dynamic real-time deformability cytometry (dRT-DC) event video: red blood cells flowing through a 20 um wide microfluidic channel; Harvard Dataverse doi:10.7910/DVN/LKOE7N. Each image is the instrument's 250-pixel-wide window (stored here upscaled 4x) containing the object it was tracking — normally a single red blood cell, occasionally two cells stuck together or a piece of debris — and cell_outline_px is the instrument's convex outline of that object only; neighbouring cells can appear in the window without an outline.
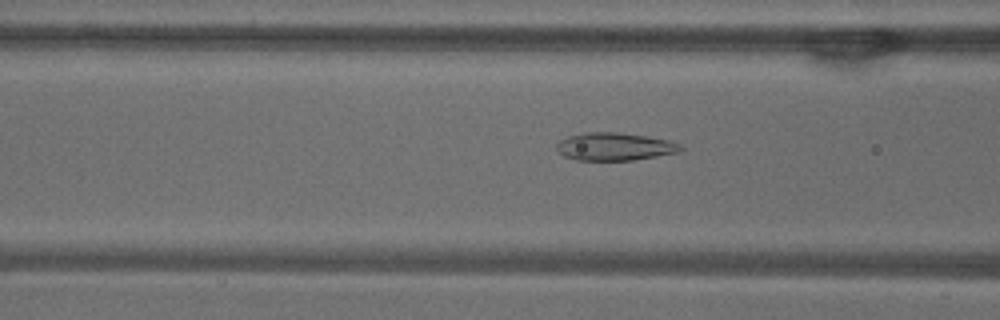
{"species": "common noctule bat (a hibernating species)", "species_latin": "Nyctalus noctula", "temperature_condition": "warm", "stored_images_in_passage": 52, "camera_frame_rate_fps": 3000, "um_per_image_px": 0.085, "animal": {"sex": "male", "body_mass_g": 18.8}, "frame": {"image": 1, "passage_image": 20, "time_ms": 6.333, "image_size_px": [1000, 320], "cell_outline_px": [[684, 148], [680, 152], [632, 160], [576, 160], [564, 156], [556, 148], [556, 144], [560, 140], [568, 136], [588, 132], [616, 132], [644, 136], [668, 140], [680, 144]], "centroid_in_image_um": [52.24, 12.46], "position_along_channel_um": 114.4, "area_um2": 19.94}}
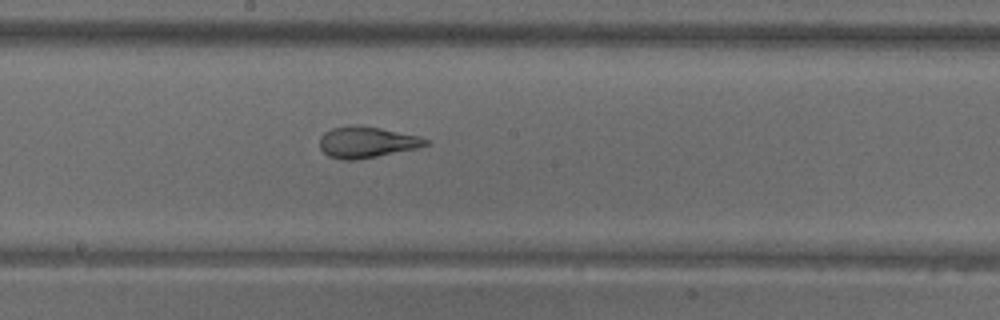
{"frame": {"image": 2, "passage_image": 28, "time_ms": 9.0, "image_size_px": [1000, 320], "cell_outline_px": [[428, 144], [416, 148], [376, 156], [352, 160], [344, 160], [328, 156], [320, 148], [320, 136], [324, 132], [332, 128], [352, 124], [356, 124], [380, 128], [420, 136], [428, 140]], "centroid_in_image_um": [31.13, 12.07], "position_along_channel_um": 217.1, "area_um2": 19.13}}
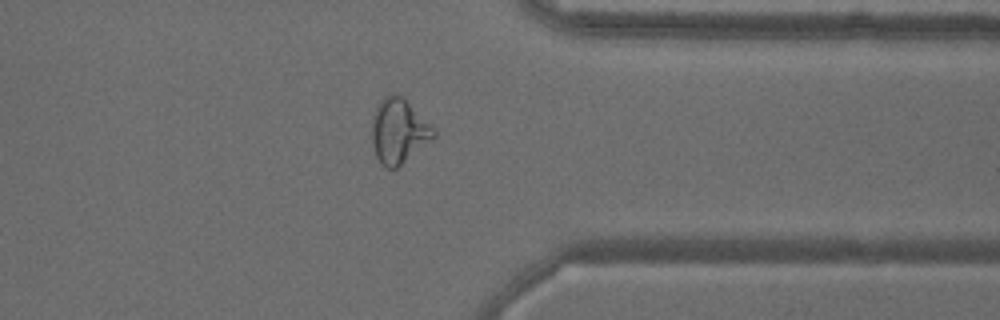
{"frame": {"image": 3, "passage_image": 41, "time_ms": 13.333, "image_size_px": [1000, 320], "cell_outline_px": [[436, 136], [396, 168], [388, 168], [380, 164], [376, 156], [372, 144], [372, 116], [380, 100], [384, 96], [392, 92], [400, 96], [436, 132]], "centroid_in_image_um": [33.82, 11.16], "position_along_channel_um": 377.6, "area_um2": 22.6}, "authors_computed_cell_mechanics": {"area_um2": 23.5535, "velocity_mm_per_s": 3.8318, "shape_relaxation_time_tau1_ms": 5.5702, "shape_relaxation_time_tau2_ms": 1.002, "deformation_change_tau1": 0.2021, "deformation_change_tau2": 0.0719}}